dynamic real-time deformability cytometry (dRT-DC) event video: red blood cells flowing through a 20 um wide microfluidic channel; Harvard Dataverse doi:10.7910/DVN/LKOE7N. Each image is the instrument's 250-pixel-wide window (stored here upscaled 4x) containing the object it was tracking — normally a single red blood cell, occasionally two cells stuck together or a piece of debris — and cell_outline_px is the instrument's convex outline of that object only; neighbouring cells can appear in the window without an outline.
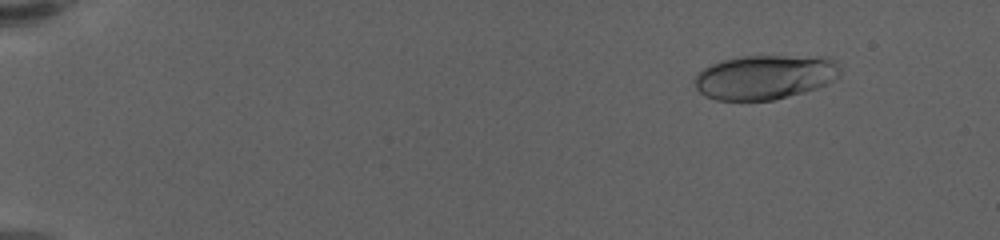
{"species": "human", "species_latin": "Homo sapiens", "temperature_condition": "warm", "stored_images_in_passage": 62, "camera_frame_rate_fps": 3000, "um_per_image_px": 0.085, "donor": {"sex": "female"}, "frame": {"image": 1, "passage_image": 8, "time_ms": 2.333, "image_size_px": [1000, 240], "cell_outline_px": [[840, 76], [816, 88], [772, 100], [716, 100], [700, 92], [696, 88], [692, 80], [696, 72], [720, 60], [744, 56], [828, 56], [836, 60], [840, 68]], "centroid_in_image_um": [65.0, 6.53], "position_along_channel_um": 20.0, "area_um2": 37.8}}
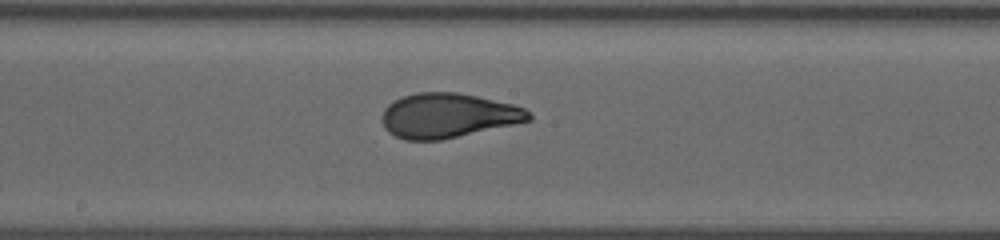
{"frame": {"image": 2, "passage_image": 36, "time_ms": 11.667, "image_size_px": [1000, 240], "cell_outline_px": [[532, 120], [440, 140], [404, 140], [388, 132], [384, 128], [384, 108], [388, 104], [404, 96], [416, 92], [456, 92], [476, 96], [512, 104], [524, 108], [532, 112]], "centroid_in_image_um": [38.09, 9.82], "position_along_channel_um": 210.1, "area_um2": 37.8}}
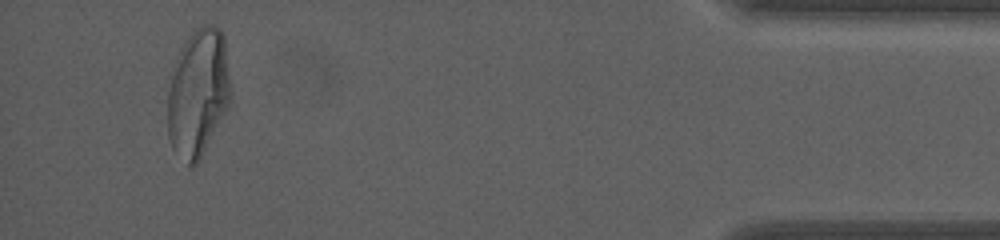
{"frame": {"image": 3, "passage_image": 59, "time_ms": 19.333, "image_size_px": [1000, 240], "cell_outline_px": [[232, 104], [200, 160], [196, 164], [188, 164], [172, 148], [168, 136], [168, 76], [184, 44], [192, 32], [196, 28], [204, 24], [216, 24], [220, 28], [224, 36], [232, 92]], "centroid_in_image_um": [16.88, 7.88], "position_along_channel_um": 418.3, "area_um2": 47.86}, "authors_computed_cell_mechanics": {"area_um2": 38.437, "velocity_mm_per_s": 3.4766, "shape_relaxation_time_tau1_ms": 5.8727, "shape_relaxation_time_tau2_ms": null, "deformation_change_tau1": 0.2263, "deformation_change_tau2": null}}